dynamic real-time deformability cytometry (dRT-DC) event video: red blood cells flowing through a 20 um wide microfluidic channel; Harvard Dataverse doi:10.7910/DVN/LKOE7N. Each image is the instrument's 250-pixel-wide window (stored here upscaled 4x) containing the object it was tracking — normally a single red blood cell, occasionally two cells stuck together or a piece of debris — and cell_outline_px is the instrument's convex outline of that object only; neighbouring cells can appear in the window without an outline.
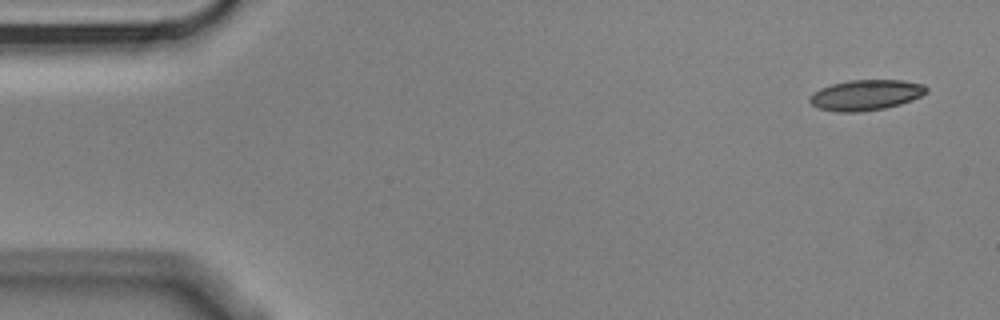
{"species": "Egyptian fruit bat (a non-hibernating species)", "species_latin": "Rousettus aegyptiacus", "temperature_condition": "cold", "stored_images_in_passage": 8, "camera_frame_rate_fps": 3000, "um_per_image_px": 0.085, "animal": {"sex": "male"}, "frame": {"image": 1, "passage_image": 1, "time_ms": 0.0, "image_size_px": [1000, 320], "cell_outline_px": [[928, 92], [920, 96], [900, 104], [884, 108], [860, 112], [836, 112], [820, 108], [812, 104], [808, 100], [808, 96], [812, 92], [820, 88], [832, 84], [848, 80], [904, 80], [924, 84], [928, 88]], "centroid_in_image_um": [73.58, 8.07], "position_along_channel_um": 11.4, "area_um2": 20.87}}
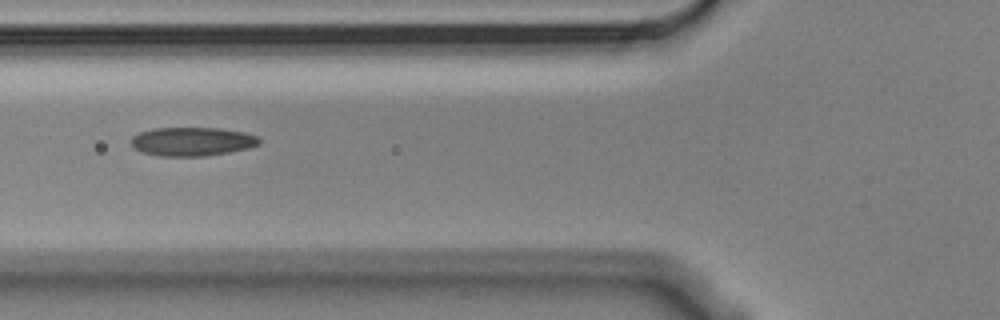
{"frame": {"image": 2, "passage_image": 6, "time_ms": 1.667, "image_size_px": [1000, 320], "cell_outline_px": [[260, 144], [248, 148], [228, 152], [204, 156], [160, 156], [144, 152], [136, 148], [132, 144], [132, 136], [140, 132], [152, 128], [216, 128], [244, 132], [260, 136]], "centroid_in_image_um": [16.37, 12.02], "position_along_channel_um": 109.4, "area_um2": 21.33}}
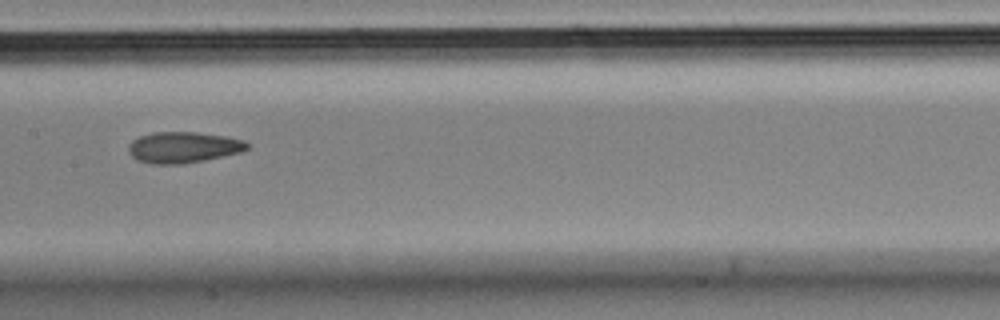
{"frame": {"image": 3, "passage_image": 8, "time_ms": 2.333, "image_size_px": [1000, 320], "cell_outline_px": [[248, 148], [240, 152], [204, 160], [180, 164], [152, 164], [136, 160], [128, 152], [128, 148], [132, 140], [140, 136], [152, 132], [196, 132], [228, 136], [244, 140], [248, 144]], "centroid_in_image_um": [15.56, 12.52], "position_along_channel_um": 191.8, "area_um2": 21.5}}